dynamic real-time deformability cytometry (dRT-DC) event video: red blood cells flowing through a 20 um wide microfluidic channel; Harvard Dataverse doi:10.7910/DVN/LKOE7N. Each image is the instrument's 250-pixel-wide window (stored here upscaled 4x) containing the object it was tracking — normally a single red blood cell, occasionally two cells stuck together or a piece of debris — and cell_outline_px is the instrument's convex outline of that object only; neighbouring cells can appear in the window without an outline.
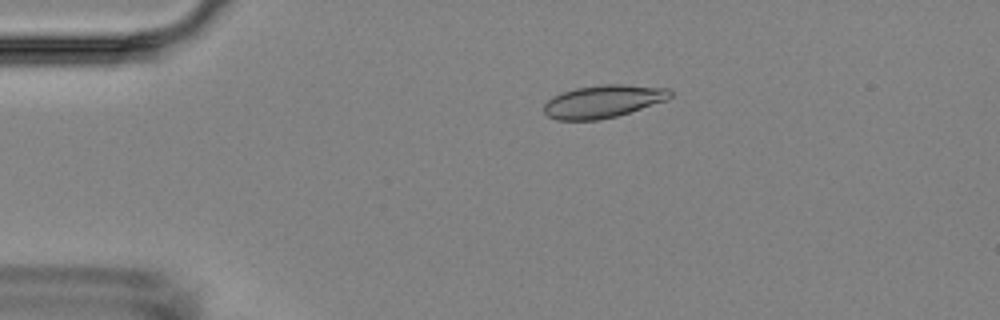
{"species": "Egyptian fruit bat (a non-hibernating species)", "species_latin": "Rousettus aegyptiacus", "temperature_condition": "room temperature", "stored_images_in_passage": 45, "camera_frame_rate_fps": 3000, "um_per_image_px": 0.085, "animal": {"sex": "female"}, "frame": {"image": 1, "passage_image": 1, "time_ms": 0.0, "image_size_px": [1000, 320], "cell_outline_px": [[672, 96], [668, 100], [616, 116], [596, 120], [556, 120], [548, 116], [544, 112], [544, 104], [552, 96], [576, 88], [604, 84], [624, 84], [668, 88], [672, 92]], "centroid_in_image_um": [51.28, 8.61], "position_along_channel_um": 33.7, "area_um2": 24.04}}
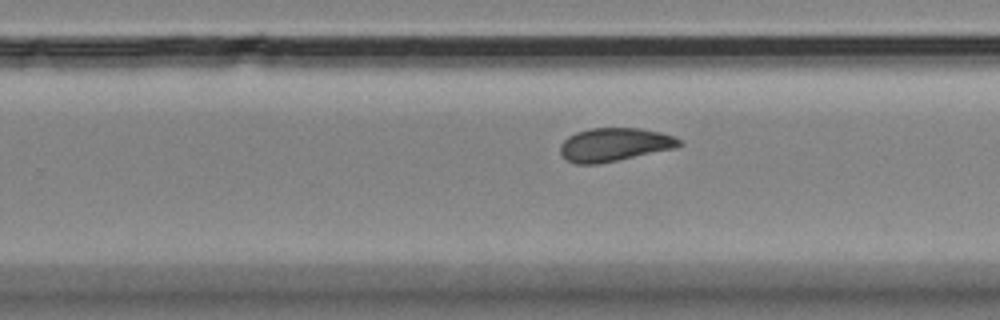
{"frame": {"image": 2, "passage_image": 25, "time_ms": 8.0, "image_size_px": [1000, 320], "cell_outline_px": [[684, 144], [676, 148], [600, 164], [576, 164], [568, 160], [560, 152], [560, 144], [568, 136], [576, 132], [592, 128], [640, 128], [660, 132], [672, 136], [680, 140]], "centroid_in_image_um": [52.23, 12.29], "position_along_channel_um": 277.6, "area_um2": 23.18}}
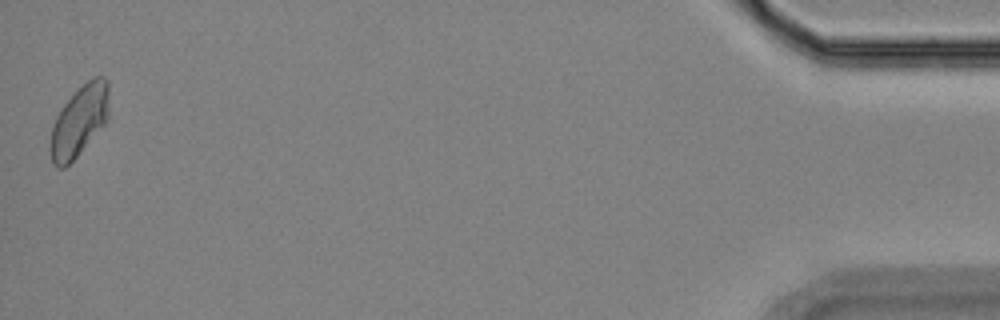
{"frame": {"image": 3, "passage_image": 45, "time_ms": 14.667, "image_size_px": [1000, 320], "cell_outline_px": [[108, 120], [76, 156], [64, 168], [56, 168], [52, 164], [52, 128], [56, 116], [64, 104], [92, 76], [104, 76], [108, 80]], "centroid_in_image_um": [6.77, 10.25], "position_along_channel_um": 428.4, "area_um2": 23.52}, "authors_computed_cell_mechanics": {"area_um2": 23.4668, "velocity_mm_per_s": 3.5796, "shape_relaxation_time_tau1_ms": null, "shape_relaxation_time_tau2_ms": 2.2579, "deformation_change_tau1": null, "deformation_change_tau2": 0.0673}}